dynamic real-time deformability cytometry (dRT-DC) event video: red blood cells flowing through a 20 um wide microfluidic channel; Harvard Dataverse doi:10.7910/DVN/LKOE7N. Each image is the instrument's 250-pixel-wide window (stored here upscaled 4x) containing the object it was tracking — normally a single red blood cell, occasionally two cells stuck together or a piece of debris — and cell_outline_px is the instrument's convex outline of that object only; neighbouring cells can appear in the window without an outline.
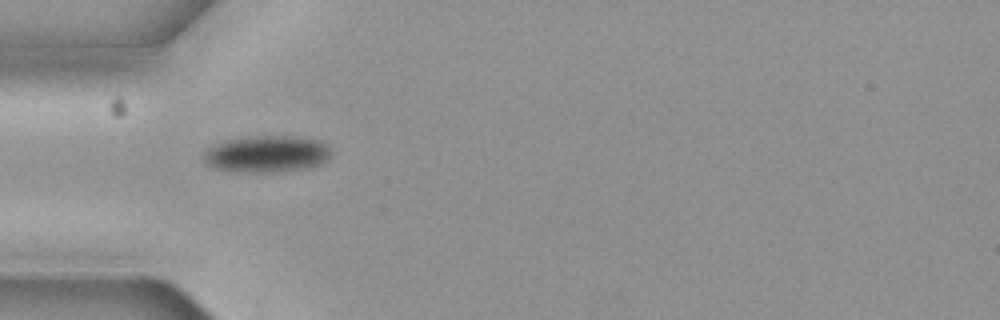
{"species": "common noctule bat (a hibernating species)", "species_latin": "Nyctalus noctula", "temperature_condition": "cold", "stored_images_in_passage": 2, "camera_frame_rate_fps": 3000, "um_per_image_px": 0.085, "animal": {"sex": "female", "body_mass_g": 19.3, "forearm_length_mm": 54.1}, "frame": {"image": 1, "passage_image": 1, "time_ms": 0.0, "image_size_px": [1000, 320], "cell_outline_px": [[328, 156], [320, 164], [308, 168], [264, 172], [248, 172], [212, 168], [204, 160], [204, 152], [208, 148], [216, 144], [228, 140], [256, 136], [292, 136], [316, 140], [324, 144], [328, 148]], "centroid_in_image_um": [22.63, 13.09], "position_along_channel_um": 62.4, "area_um2": 26.53}}
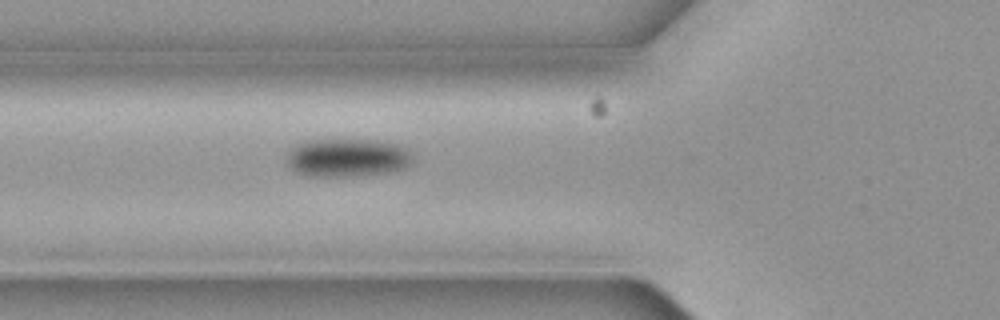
{"frame": {"image": 2, "passage_image": 2, "time_ms": 0.333, "image_size_px": [1000, 320], "cell_outline_px": [[412, 164], [396, 172], [360, 176], [304, 176], [296, 172], [288, 164], [288, 156], [292, 148], [304, 140], [376, 140], [396, 144], [404, 148], [412, 156]], "centroid_in_image_um": [29.55, 13.42], "position_along_channel_um": 96.2, "area_um2": 28.21}}